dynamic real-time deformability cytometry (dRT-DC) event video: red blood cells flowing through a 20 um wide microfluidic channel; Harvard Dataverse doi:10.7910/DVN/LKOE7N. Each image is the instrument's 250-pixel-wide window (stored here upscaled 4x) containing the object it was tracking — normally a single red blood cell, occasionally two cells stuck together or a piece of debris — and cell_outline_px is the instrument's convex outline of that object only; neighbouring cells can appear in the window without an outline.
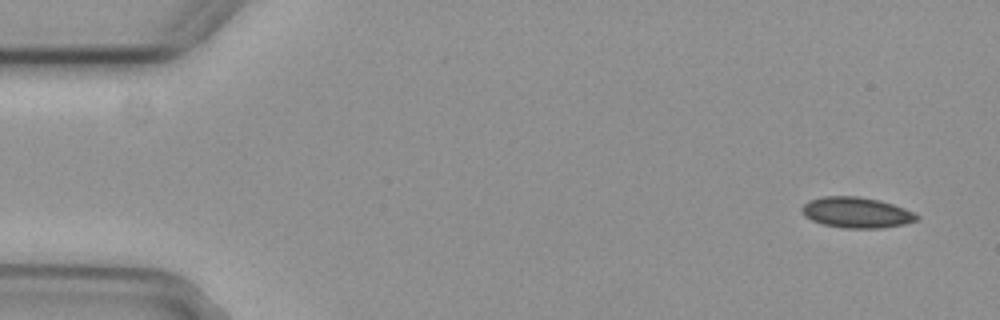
{"species": "common noctule bat (a hibernating species)", "species_latin": "Nyctalus noctula", "temperature_condition": "cold", "stored_images_in_passage": 4, "camera_frame_rate_fps": 3000, "um_per_image_px": 0.085, "animal": {"sex": "female", "body_mass_g": 29.2, "forearm_length_mm": 56.3}, "frame": {"image": 1, "passage_image": 1, "time_ms": 0.0, "image_size_px": [1000, 320], "cell_outline_px": [[920, 216], [916, 220], [904, 224], [880, 228], [844, 228], [824, 224], [812, 220], [804, 216], [800, 208], [808, 200], [824, 196], [856, 196], [880, 200], [916, 212]], "centroid_in_image_um": [72.8, 18.06], "position_along_channel_um": 12.2, "area_um2": 20.58}}